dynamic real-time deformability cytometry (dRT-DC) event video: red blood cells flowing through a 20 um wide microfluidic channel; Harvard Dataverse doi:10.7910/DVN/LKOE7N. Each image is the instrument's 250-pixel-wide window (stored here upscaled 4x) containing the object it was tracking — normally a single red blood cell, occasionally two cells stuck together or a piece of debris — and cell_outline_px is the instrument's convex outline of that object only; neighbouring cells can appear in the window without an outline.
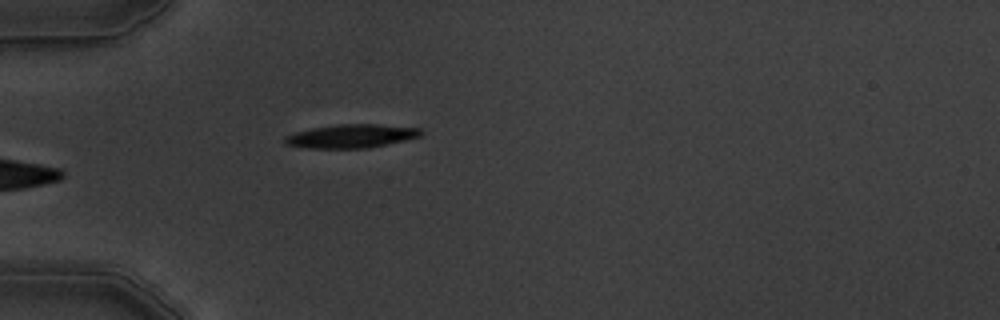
{"species": "common noctule bat (a hibernating species)", "species_latin": "Nyctalus noctula", "temperature_condition": "warm", "stored_images_in_passage": 5, "camera_frame_rate_fps": 3000, "um_per_image_px": 0.085, "animal": {"sex": "male", "body_mass_g": 19.5, "forearm_length_mm": 54.6}, "frame": {"image": 1, "passage_image": 5, "time_ms": 5.333, "image_size_px": [1000, 320], "cell_outline_px": [[424, 132], [420, 136], [388, 144], [368, 148], [308, 148], [284, 144], [284, 136], [296, 132], [312, 128], [340, 124], [380, 124], [420, 128]], "centroid_in_image_um": [29.87, 11.57], "position_along_channel_um": 55.1, "area_um2": 18.67}}